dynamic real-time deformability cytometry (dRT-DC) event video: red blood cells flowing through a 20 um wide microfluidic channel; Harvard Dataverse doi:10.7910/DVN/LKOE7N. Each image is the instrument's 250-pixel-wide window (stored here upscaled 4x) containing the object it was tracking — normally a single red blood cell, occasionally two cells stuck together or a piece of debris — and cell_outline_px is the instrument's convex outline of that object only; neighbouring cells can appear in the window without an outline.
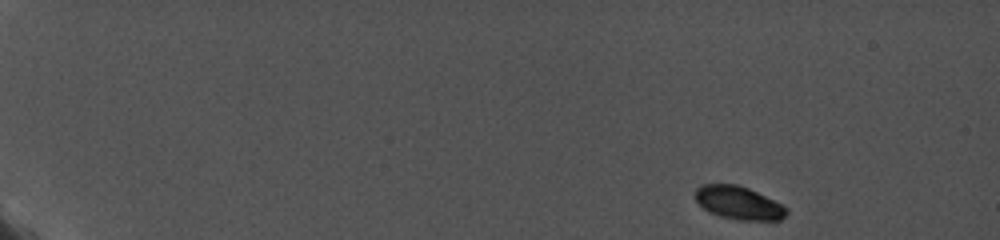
{"species": "common noctule bat (a hibernating species)", "species_latin": "Nyctalus noctula", "temperature_condition": "cold", "stored_images_in_passage": 5, "camera_frame_rate_fps": 5000, "um_per_image_px": 0.085, "animal": {"sex": "female", "body_mass_g": 19.0, "forearm_length_mm": 56.7}, "frame": {"image": 1, "passage_image": 1, "time_ms": 0.0, "image_size_px": [1000, 240], "cell_outline_px": [[788, 212], [780, 220], [736, 220], [720, 216], [708, 212], [696, 200], [696, 188], [700, 184], [736, 184], [748, 188], [788, 208]], "centroid_in_image_um": [62.76, 17.25], "position_along_channel_um": 22.2, "area_um2": 17.46}}